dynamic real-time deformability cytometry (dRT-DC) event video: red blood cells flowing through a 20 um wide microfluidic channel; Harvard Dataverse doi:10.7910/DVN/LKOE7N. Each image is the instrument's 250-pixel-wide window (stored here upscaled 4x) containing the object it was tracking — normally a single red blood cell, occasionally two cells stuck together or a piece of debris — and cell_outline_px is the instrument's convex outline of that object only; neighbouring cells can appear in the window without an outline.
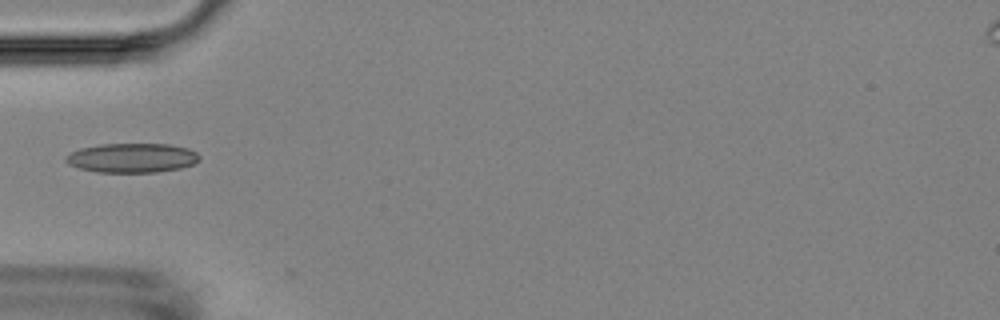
{"species": "Egyptian fruit bat (a non-hibernating species)", "species_latin": "Rousettus aegyptiacus", "temperature_condition": "room temperature", "stored_images_in_passage": 5, "camera_frame_rate_fps": 3000, "um_per_image_px": 0.085, "animal": {"sex": "female"}, "frame": {"image": 1, "passage_image": 1, "time_ms": 0.0, "image_size_px": [1000, 320], "cell_outline_px": [[200, 160], [192, 164], [180, 168], [156, 172], [96, 172], [80, 168], [68, 164], [64, 160], [64, 156], [80, 148], [100, 144], [168, 144], [188, 148], [196, 152], [200, 156]], "centroid_in_image_um": [11.21, 13.42], "position_along_channel_um": 73.8, "area_um2": 22.89}}
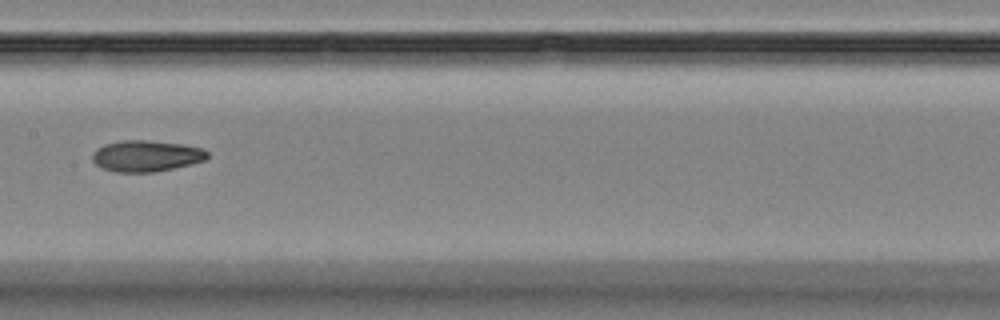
{"frame": {"image": 2, "passage_image": 4, "time_ms": 3.333, "image_size_px": [1000, 320], "cell_outline_px": [[208, 156], [204, 160], [192, 164], [156, 172], [112, 172], [100, 168], [92, 160], [92, 152], [96, 148], [104, 144], [120, 140], [148, 140], [184, 144], [200, 148], [208, 152]], "centroid_in_image_um": [12.38, 13.26], "position_along_channel_um": 195.0, "area_um2": 21.21}}
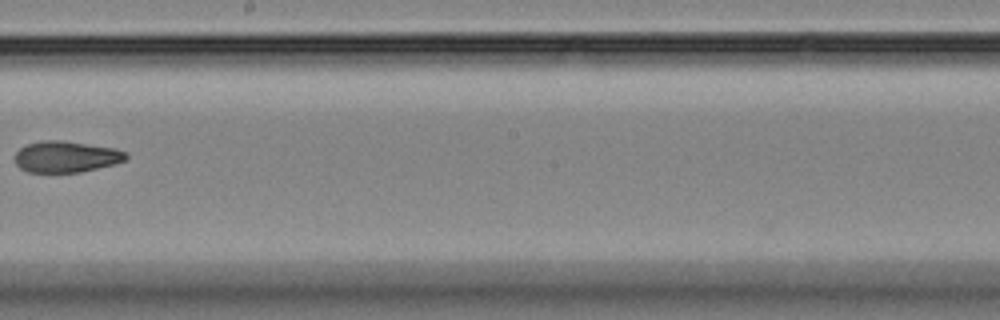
{"frame": {"image": 3, "passage_image": 5, "time_ms": 4.667, "image_size_px": [1000, 320], "cell_outline_px": [[128, 156], [124, 160], [112, 164], [80, 172], [28, 172], [20, 168], [16, 164], [16, 152], [20, 148], [28, 144], [40, 140], [64, 140], [116, 148], [124, 152]], "centroid_in_image_um": [5.59, 13.31], "position_along_channel_um": 242.6, "area_um2": 20.11}}